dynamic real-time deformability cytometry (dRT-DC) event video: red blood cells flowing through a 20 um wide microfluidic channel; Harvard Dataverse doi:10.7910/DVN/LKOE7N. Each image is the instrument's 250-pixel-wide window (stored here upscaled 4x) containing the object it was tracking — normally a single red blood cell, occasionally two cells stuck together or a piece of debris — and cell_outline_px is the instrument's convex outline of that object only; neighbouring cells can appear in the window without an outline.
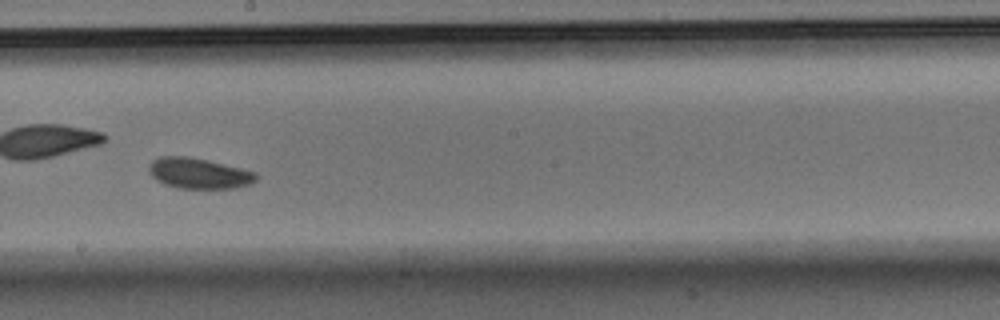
{"species": "Egyptian fruit bat (a non-hibernating species)", "species_latin": "Rousettus aegyptiacus", "temperature_condition": "warm", "stored_images_in_passage": 16, "camera_frame_rate_fps": 3000, "um_per_image_px": 0.085, "animal": {"sex": "male"}, "frame": {"image": 1, "passage_image": 14, "time_ms": 4.333, "image_size_px": [1000, 320], "cell_outline_px": [[256, 180], [248, 184], [236, 188], [176, 188], [164, 184], [156, 180], [148, 172], [148, 164], [152, 160], [160, 156], [188, 156], [240, 168], [256, 172]], "centroid_in_image_um": [16.83, 14.73], "position_along_channel_um": 231.4, "area_um2": 19.07}}